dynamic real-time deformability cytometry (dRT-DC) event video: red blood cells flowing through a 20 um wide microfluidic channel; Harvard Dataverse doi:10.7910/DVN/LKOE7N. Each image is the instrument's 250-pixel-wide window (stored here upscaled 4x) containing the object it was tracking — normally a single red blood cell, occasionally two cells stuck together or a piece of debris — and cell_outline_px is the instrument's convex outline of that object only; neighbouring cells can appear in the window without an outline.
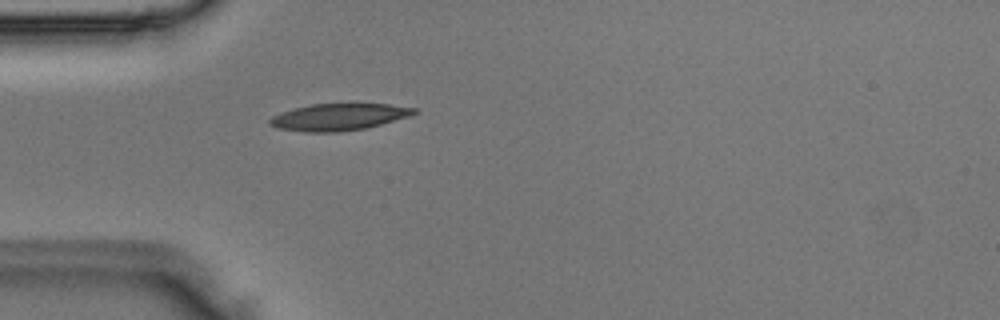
{"species": "Egyptian fruit bat (a non-hibernating species)", "species_latin": "Rousettus aegyptiacus", "temperature_condition": "room temperature", "stored_images_in_passage": 1, "camera_frame_rate_fps": 3000, "um_per_image_px": 0.085, "animal": {"sex": "male"}, "frame": {"image": 1, "passage_image": 1, "time_ms": 0.0, "image_size_px": [1000, 320], "cell_outline_px": [[420, 112], [408, 116], [380, 124], [364, 128], [340, 132], [304, 132], [276, 128], [268, 124], [268, 120], [272, 116], [280, 112], [312, 104], [388, 104], [416, 108]], "centroid_in_image_um": [28.75, 9.95], "position_along_channel_um": 56.2, "area_um2": 22.48}}